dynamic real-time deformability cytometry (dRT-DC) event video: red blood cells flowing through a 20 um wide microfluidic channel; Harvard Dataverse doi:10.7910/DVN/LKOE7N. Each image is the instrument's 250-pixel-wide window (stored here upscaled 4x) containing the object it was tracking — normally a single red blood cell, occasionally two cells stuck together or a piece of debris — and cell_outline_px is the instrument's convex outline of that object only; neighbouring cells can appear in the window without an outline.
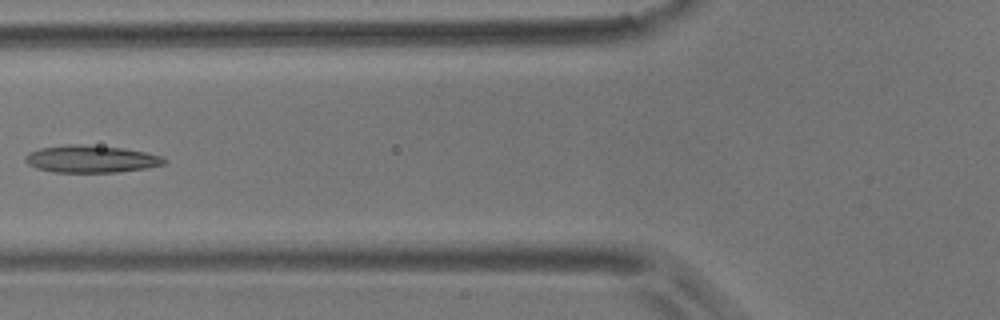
{"species": "common noctule bat (a hibernating species)", "species_latin": "Nyctalus noctula", "temperature_condition": "room temperature", "stored_images_in_passage": 6, "camera_frame_rate_fps": 3000, "um_per_image_px": 0.085, "animal": {"sex": "male", "body_mass_g": 17.9}, "frame": {"image": 1, "passage_image": 6, "time_ms": 1.667, "image_size_px": [1000, 320], "cell_outline_px": [[168, 160], [164, 164], [148, 168], [116, 172], [52, 172], [36, 168], [28, 164], [24, 160], [24, 156], [28, 152], [40, 148], [68, 144], [80, 144], [124, 148], [144, 152], [160, 156]], "centroid_in_image_um": [7.71, 13.51], "position_along_channel_um": 118.1, "area_um2": 22.14}}